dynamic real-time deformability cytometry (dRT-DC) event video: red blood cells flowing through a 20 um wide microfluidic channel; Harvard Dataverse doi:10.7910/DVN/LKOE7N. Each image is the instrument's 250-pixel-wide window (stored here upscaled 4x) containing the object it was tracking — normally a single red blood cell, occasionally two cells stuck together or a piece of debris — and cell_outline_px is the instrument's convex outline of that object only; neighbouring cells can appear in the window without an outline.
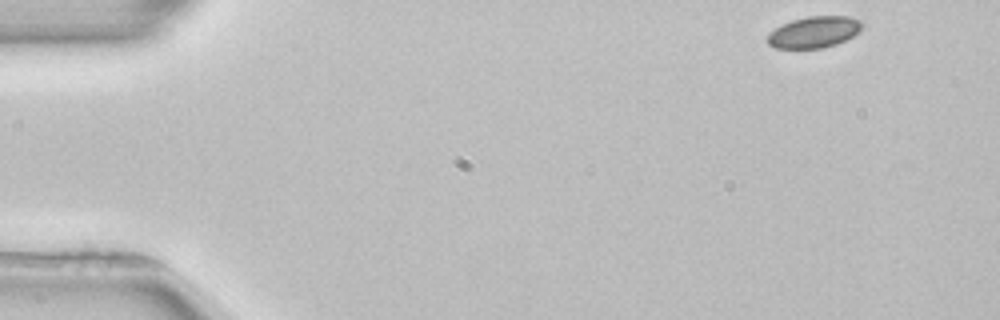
{"species": "common noctule bat (a hibernating species)", "species_latin": "Nyctalus noctula", "temperature_condition": "room temperature", "stored_images_in_passage": 49, "camera_frame_rate_fps": 3000, "um_per_image_px": 0.085, "animal": {"sex": "female", "body_mass_g": 22.7, "forearm_length_mm": 54.2}, "frame": {"image": 1, "passage_image": 1, "time_ms": 0.0, "image_size_px": [1000, 320], "cell_outline_px": [[860, 28], [852, 36], [836, 44], [820, 48], [776, 48], [768, 44], [764, 40], [768, 32], [792, 20], [808, 16], [848, 16], [860, 20]], "centroid_in_image_um": [69.11, 2.73], "position_along_channel_um": 15.9, "area_um2": 17.11}}
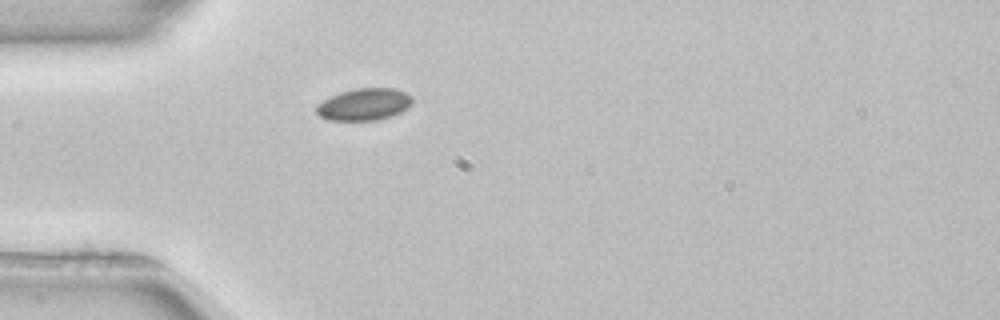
{"frame": {"image": 2, "passage_image": 12, "time_ms": 3.667, "image_size_px": [1000, 320], "cell_outline_px": [[412, 104], [408, 108], [392, 116], [376, 120], [328, 120], [320, 116], [316, 112], [316, 104], [340, 92], [356, 88], [396, 88], [412, 96]], "centroid_in_image_um": [30.97, 8.87], "position_along_channel_um": 54.0, "area_um2": 17.92}}
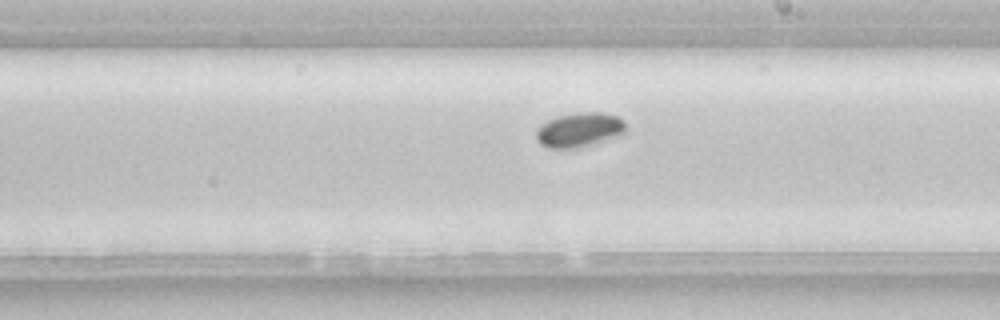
{"frame": {"image": 3, "passage_image": 27, "time_ms": 8.667, "image_size_px": [1000, 320], "cell_outline_px": [[624, 132], [620, 136], [596, 144], [580, 148], [548, 148], [540, 144], [536, 140], [536, 128], [540, 124], [556, 116], [576, 112], [596, 112], [616, 116], [624, 124]], "centroid_in_image_um": [49.19, 11.06], "position_along_channel_um": 239.8, "area_um2": 18.21}}